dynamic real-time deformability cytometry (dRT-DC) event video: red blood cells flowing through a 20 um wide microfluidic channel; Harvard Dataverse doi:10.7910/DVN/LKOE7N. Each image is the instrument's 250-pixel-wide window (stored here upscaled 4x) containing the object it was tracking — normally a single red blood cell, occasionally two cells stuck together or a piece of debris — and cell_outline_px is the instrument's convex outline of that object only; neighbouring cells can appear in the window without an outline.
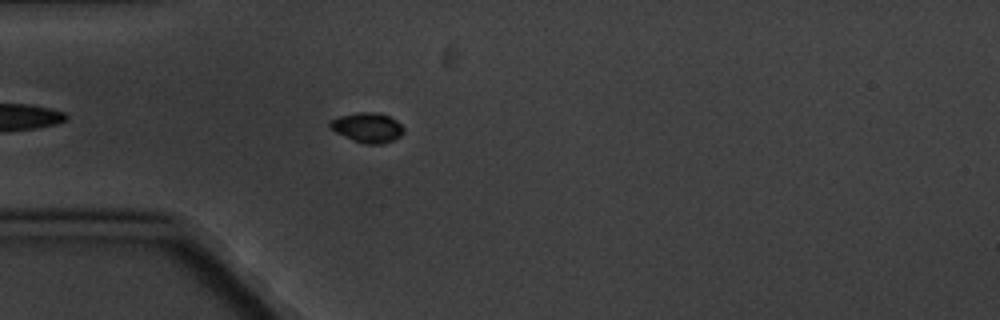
{"species": "common noctule bat (a hibernating species)", "species_latin": "Nyctalus noctula", "temperature_condition": "cold", "stored_images_in_passage": 6, "camera_frame_rate_fps": 3000, "um_per_image_px": 0.085, "animal": {"sex": "male", "body_mass_g": 20.1, "forearm_length_mm": 53.5}, "frame": {"image": 1, "passage_image": 6, "time_ms": 5.667, "image_size_px": [1000, 320], "cell_outline_px": [[404, 132], [400, 136], [392, 140], [380, 144], [364, 144], [352, 140], [328, 128], [328, 120], [340, 116], [356, 112], [376, 112], [388, 116], [396, 120], [404, 128]], "centroid_in_image_um": [31.19, 10.83], "position_along_channel_um": 53.8, "area_um2": 12.89}}